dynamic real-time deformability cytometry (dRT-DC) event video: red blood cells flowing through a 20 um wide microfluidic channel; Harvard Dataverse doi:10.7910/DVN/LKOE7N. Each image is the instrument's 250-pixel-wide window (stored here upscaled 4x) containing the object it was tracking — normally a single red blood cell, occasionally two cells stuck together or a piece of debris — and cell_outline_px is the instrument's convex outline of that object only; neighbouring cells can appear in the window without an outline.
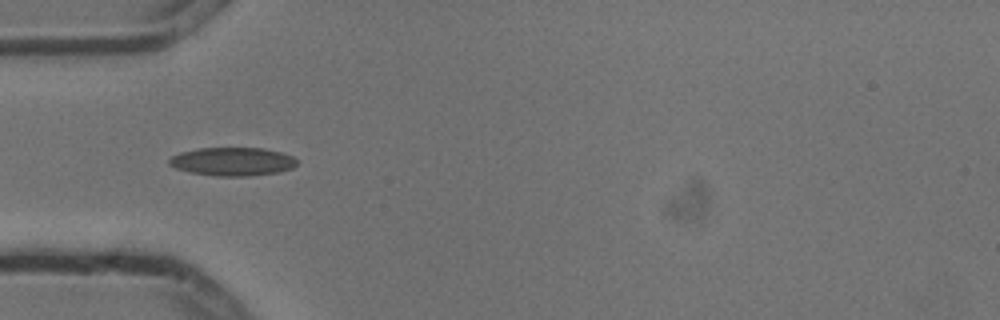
{"species": "common noctule bat (a hibernating species)", "species_latin": "Nyctalus noctula", "temperature_condition": "cold", "stored_images_in_passage": 6, "camera_frame_rate_fps": 3000, "um_per_image_px": 0.085, "animal": {"sex": "male", "body_mass_g": 13.3}, "frame": {"image": 1, "passage_image": 5, "time_ms": 1.333, "image_size_px": [1000, 320], "cell_outline_px": [[296, 164], [292, 168], [276, 172], [248, 176], [216, 176], [188, 172], [176, 168], [168, 164], [168, 160], [172, 156], [180, 152], [200, 148], [264, 148], [280, 152], [292, 156], [296, 160]], "centroid_in_image_um": [19.72, 13.73], "position_along_channel_um": 65.3, "area_um2": 21.04}}
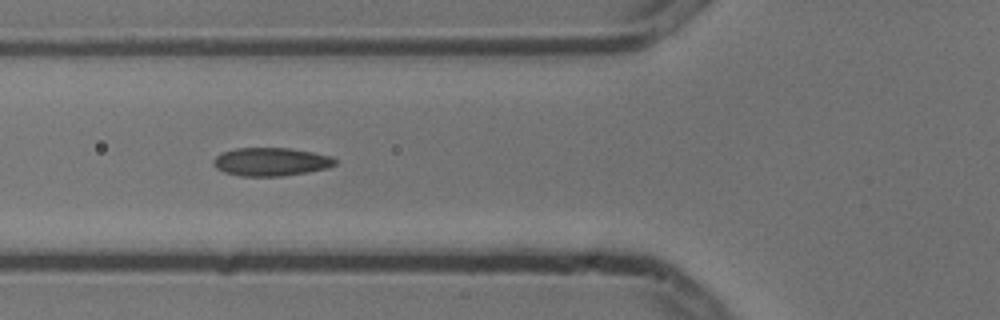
{"frame": {"image": 2, "passage_image": 6, "time_ms": 1.667, "image_size_px": [1000, 320], "cell_outline_px": [[336, 164], [328, 168], [308, 172], [280, 176], [240, 176], [224, 172], [216, 168], [212, 164], [212, 160], [216, 156], [224, 152], [236, 148], [288, 148], [312, 152], [332, 156], [336, 160]], "centroid_in_image_um": [23.03, 13.75], "position_along_channel_um": 102.8, "area_um2": 20.06}}